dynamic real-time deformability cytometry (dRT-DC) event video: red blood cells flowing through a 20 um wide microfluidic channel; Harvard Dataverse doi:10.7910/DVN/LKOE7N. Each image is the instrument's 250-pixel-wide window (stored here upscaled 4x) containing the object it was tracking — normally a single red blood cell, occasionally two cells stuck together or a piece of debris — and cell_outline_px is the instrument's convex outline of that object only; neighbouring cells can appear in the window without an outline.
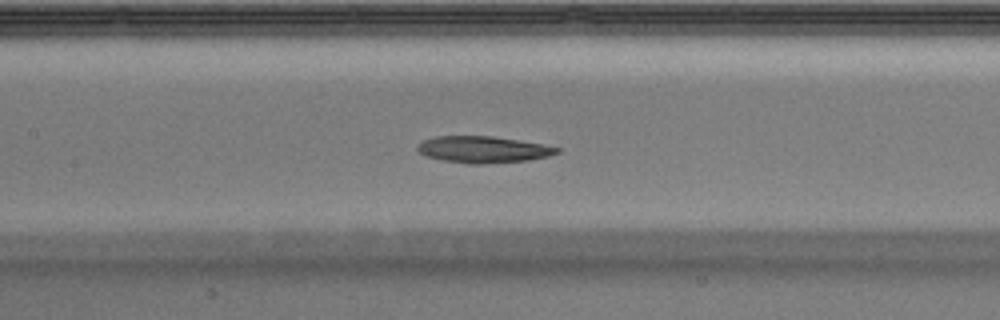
{"species": "Egyptian fruit bat (a non-hibernating species)", "species_latin": "Rousettus aegyptiacus", "temperature_condition": "warm", "stored_images_in_passage": 42, "camera_frame_rate_fps": 3000, "um_per_image_px": 0.085, "animal": {"sex": "male"}, "frame": {"image": 1, "passage_image": 19, "time_ms": 6.0, "image_size_px": [1000, 320], "cell_outline_px": [[560, 152], [548, 156], [528, 160], [484, 164], [468, 164], [440, 160], [428, 156], [420, 152], [416, 148], [424, 140], [436, 136], [492, 136], [520, 140], [560, 148]], "centroid_in_image_um": [41.07, 12.71], "position_along_channel_um": 166.3, "area_um2": 21.5}}